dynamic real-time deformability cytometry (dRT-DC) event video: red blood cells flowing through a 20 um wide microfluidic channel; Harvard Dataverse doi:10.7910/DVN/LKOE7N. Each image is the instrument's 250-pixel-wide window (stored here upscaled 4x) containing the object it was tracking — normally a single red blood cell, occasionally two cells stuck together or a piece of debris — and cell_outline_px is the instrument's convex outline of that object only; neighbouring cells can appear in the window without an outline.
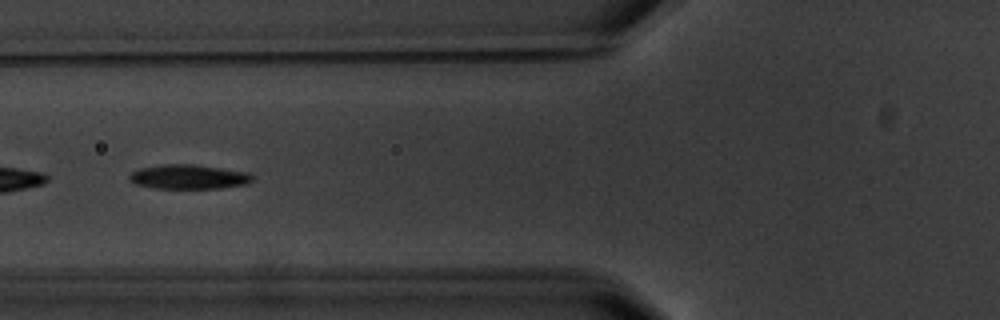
{"species": "common noctule bat (a hibernating species)", "species_latin": "Nyctalus noctula", "temperature_condition": "warm", "stored_images_in_passage": 10, "camera_frame_rate_fps": 3000, "um_per_image_px": 0.085, "animal": {"sex": "male", "body_mass_g": 20.1, "forearm_length_mm": 53.5}, "frame": {"image": 1, "passage_image": 5, "time_ms": 5.667, "image_size_px": [1000, 320], "cell_outline_px": [[252, 180], [248, 184], [220, 188], [156, 188], [136, 184], [128, 180], [128, 176], [132, 172], [140, 168], [164, 164], [192, 164], [248, 172], [252, 176]], "centroid_in_image_um": [16.02, 15.03], "position_along_channel_um": 109.8, "area_um2": 17.4}}